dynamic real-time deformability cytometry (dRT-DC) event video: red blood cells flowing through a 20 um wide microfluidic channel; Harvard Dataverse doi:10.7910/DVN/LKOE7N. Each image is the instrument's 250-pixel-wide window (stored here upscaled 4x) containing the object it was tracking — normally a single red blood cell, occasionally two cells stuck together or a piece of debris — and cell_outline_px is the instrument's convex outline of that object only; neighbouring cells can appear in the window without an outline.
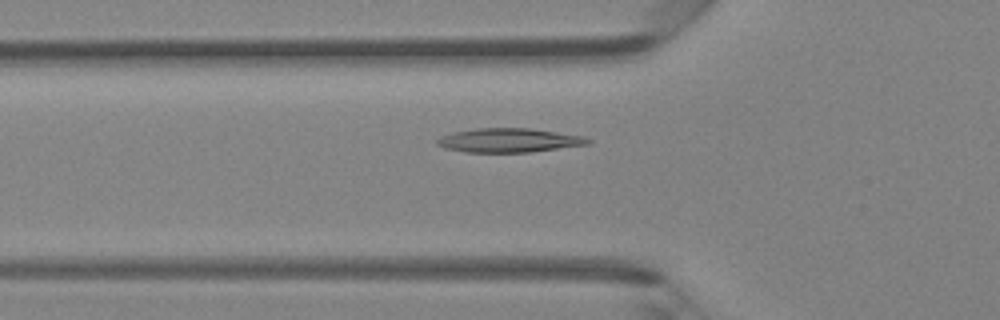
{"species": "Egyptian fruit bat (a non-hibernating species)", "species_latin": "Rousettus aegyptiacus", "temperature_condition": "room temperature", "stored_images_in_passage": 46, "camera_frame_rate_fps": 3000, "um_per_image_px": 0.085, "animal": {"sex": "female"}, "frame": {"image": 1, "passage_image": 16, "time_ms": 5.0, "image_size_px": [1000, 320], "cell_outline_px": [[592, 144], [532, 152], [464, 152], [444, 148], [436, 144], [436, 140], [440, 136], [456, 132], [476, 128], [528, 128], [584, 136], [592, 140]], "centroid_in_image_um": [43.29, 11.93], "position_along_channel_um": 82.5, "area_um2": 21.21}}
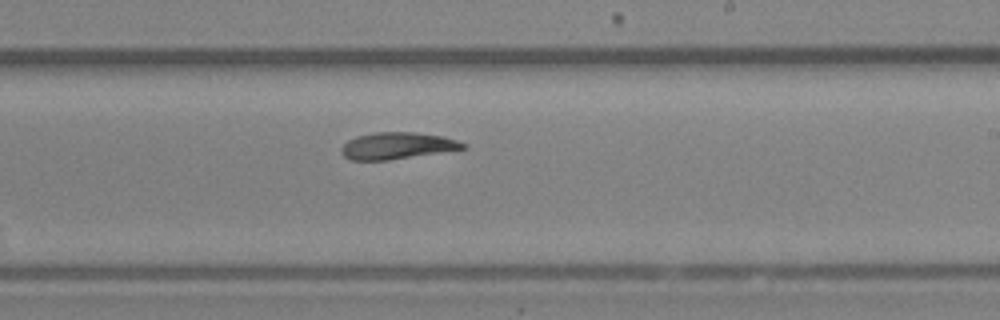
{"frame": {"image": 2, "passage_image": 28, "time_ms": 9.0, "image_size_px": [1000, 320], "cell_outline_px": [[468, 148], [388, 160], [352, 160], [344, 156], [340, 152], [340, 148], [348, 140], [356, 136], [372, 132], [412, 132], [440, 136], [456, 140], [468, 144]], "centroid_in_image_um": [33.73, 12.39], "position_along_channel_um": 255.3, "area_um2": 18.9}}
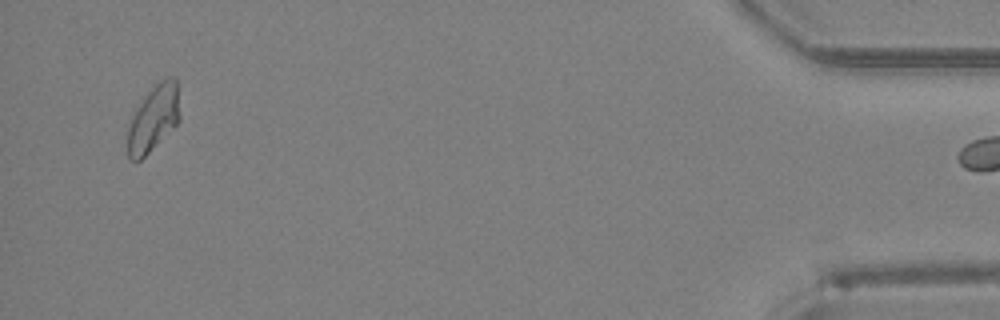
{"frame": {"image": 3, "passage_image": 45, "time_ms": 14.667, "image_size_px": [1000, 320], "cell_outline_px": [[180, 120], [140, 160], [132, 160], [128, 156], [128, 128], [132, 116], [148, 92], [160, 80], [168, 76], [176, 76], [180, 116]], "centroid_in_image_um": [13.07, 10.02], "position_along_channel_um": 422.1, "area_um2": 19.59}}